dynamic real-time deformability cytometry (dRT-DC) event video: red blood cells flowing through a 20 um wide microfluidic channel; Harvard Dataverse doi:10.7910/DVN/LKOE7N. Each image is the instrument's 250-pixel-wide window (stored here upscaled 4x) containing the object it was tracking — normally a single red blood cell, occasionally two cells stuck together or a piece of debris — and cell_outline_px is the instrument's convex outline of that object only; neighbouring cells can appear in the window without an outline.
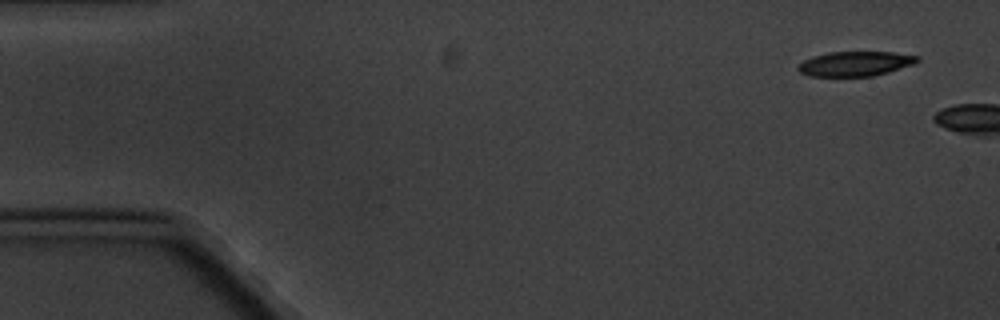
{"species": "common noctule bat (a hibernating species)", "species_latin": "Nyctalus noctula", "temperature_condition": "cold", "stored_images_in_passage": 2, "camera_frame_rate_fps": 3000, "um_per_image_px": 0.085, "animal": {"sex": "male", "body_mass_g": 20.1, "forearm_length_mm": 53.5}, "frame": {"image": 1, "passage_image": 1, "time_ms": 0.0, "image_size_px": [1000, 320], "cell_outline_px": [[920, 60], [912, 64], [888, 72], [872, 76], [808, 76], [800, 72], [796, 68], [804, 60], [812, 56], [828, 52], [892, 52], [920, 56]], "centroid_in_image_um": [72.68, 5.41], "position_along_channel_um": 12.3, "area_um2": 17.11}}